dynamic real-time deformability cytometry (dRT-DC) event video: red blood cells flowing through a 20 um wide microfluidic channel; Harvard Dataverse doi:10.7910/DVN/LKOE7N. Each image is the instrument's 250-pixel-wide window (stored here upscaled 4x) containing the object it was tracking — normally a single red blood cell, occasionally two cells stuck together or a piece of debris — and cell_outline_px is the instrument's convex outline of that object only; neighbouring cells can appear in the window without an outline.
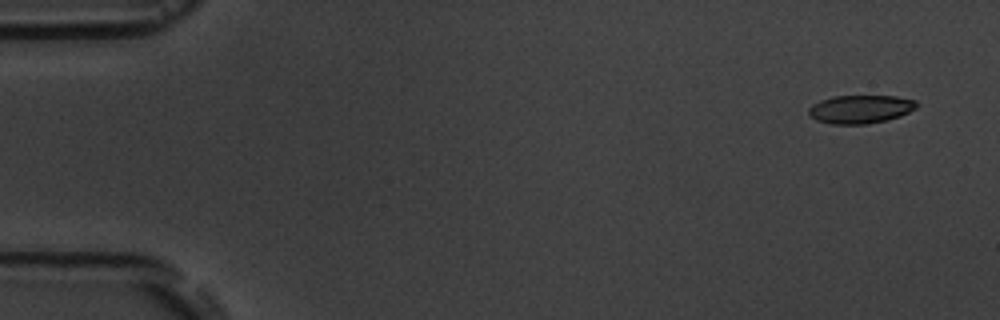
{"species": "common noctule bat (a hibernating species)", "species_latin": "Nyctalus noctula", "temperature_condition": "room temperature", "stored_images_in_passage": 4, "camera_frame_rate_fps": 3000, "um_per_image_px": 0.085, "animal": {"sex": "male", "body_mass_g": 19.5, "forearm_length_mm": 54.6}, "frame": {"image": 1, "passage_image": 1, "time_ms": 0.0, "image_size_px": [1000, 320], "cell_outline_px": [[916, 108], [900, 116], [868, 124], [832, 124], [816, 120], [808, 116], [808, 108], [812, 104], [820, 100], [832, 96], [896, 96], [916, 100]], "centroid_in_image_um": [73.08, 9.27], "position_along_channel_um": 11.9, "area_um2": 17.86}}